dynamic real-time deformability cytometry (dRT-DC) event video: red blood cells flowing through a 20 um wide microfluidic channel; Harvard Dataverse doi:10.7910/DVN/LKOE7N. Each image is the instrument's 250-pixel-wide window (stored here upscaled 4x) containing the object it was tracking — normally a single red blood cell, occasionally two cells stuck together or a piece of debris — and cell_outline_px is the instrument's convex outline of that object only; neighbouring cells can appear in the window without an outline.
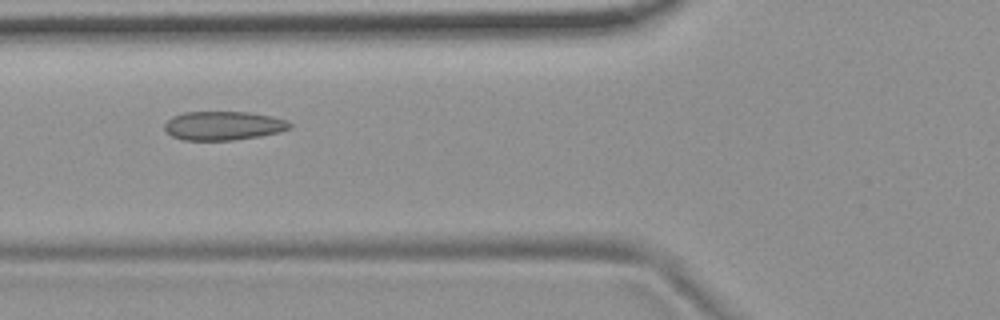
{"species": "common noctule bat (a hibernating species)", "species_latin": "Nyctalus noctula", "temperature_condition": "room temperature", "stored_images_in_passage": 8, "camera_frame_rate_fps": 3000, "um_per_image_px": 0.085, "animal": {"sex": "female", "body_mass_g": 19.9}, "frame": {"image": 1, "passage_image": 6, "time_ms": 6.667, "image_size_px": [1000, 320], "cell_outline_px": [[292, 128], [280, 132], [260, 136], [232, 140], [184, 140], [172, 136], [164, 128], [164, 124], [172, 116], [184, 112], [248, 112], [272, 116], [288, 120], [292, 124]], "centroid_in_image_um": [19.02, 10.68], "position_along_channel_um": 106.8, "area_um2": 21.15}}
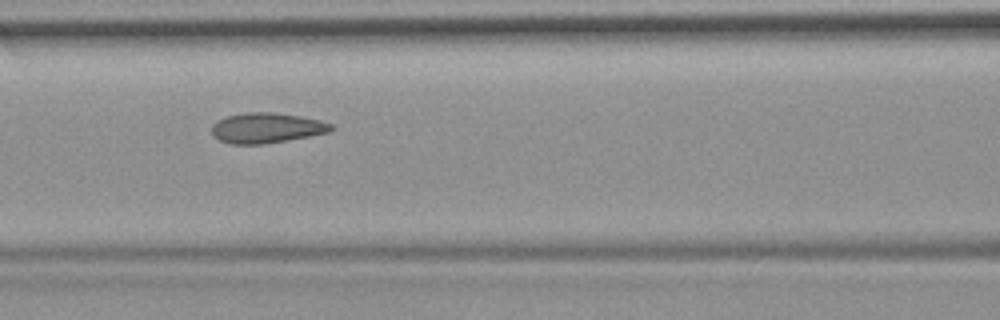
{"frame": {"image": 2, "passage_image": 7, "time_ms": 7.667, "image_size_px": [1000, 320], "cell_outline_px": [[336, 128], [328, 132], [308, 136], [264, 144], [232, 144], [220, 140], [212, 136], [212, 124], [228, 116], [244, 112], [276, 112], [300, 116], [320, 120], [332, 124]], "centroid_in_image_um": [22.66, 10.87], "position_along_channel_um": 143.9, "area_um2": 20.98}}
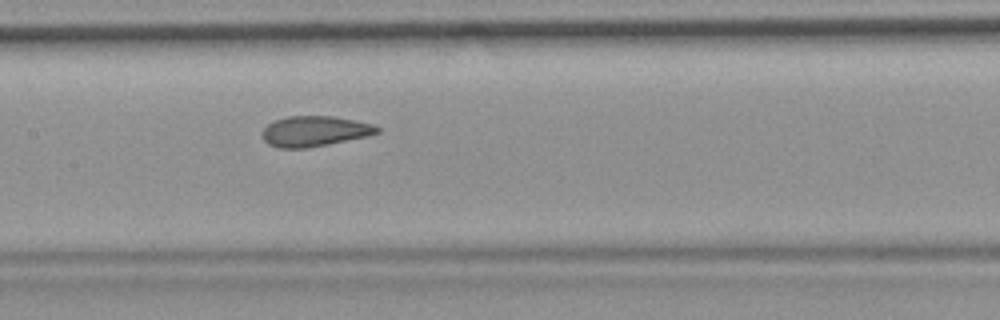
{"frame": {"image": 3, "passage_image": 8, "time_ms": 8.667, "image_size_px": [1000, 320], "cell_outline_px": [[380, 132], [368, 136], [328, 144], [304, 148], [280, 148], [268, 144], [264, 140], [264, 128], [268, 124], [276, 120], [288, 116], [332, 116], [372, 124], [380, 128]], "centroid_in_image_um": [26.76, 11.15], "position_along_channel_um": 180.6, "area_um2": 20.06}}